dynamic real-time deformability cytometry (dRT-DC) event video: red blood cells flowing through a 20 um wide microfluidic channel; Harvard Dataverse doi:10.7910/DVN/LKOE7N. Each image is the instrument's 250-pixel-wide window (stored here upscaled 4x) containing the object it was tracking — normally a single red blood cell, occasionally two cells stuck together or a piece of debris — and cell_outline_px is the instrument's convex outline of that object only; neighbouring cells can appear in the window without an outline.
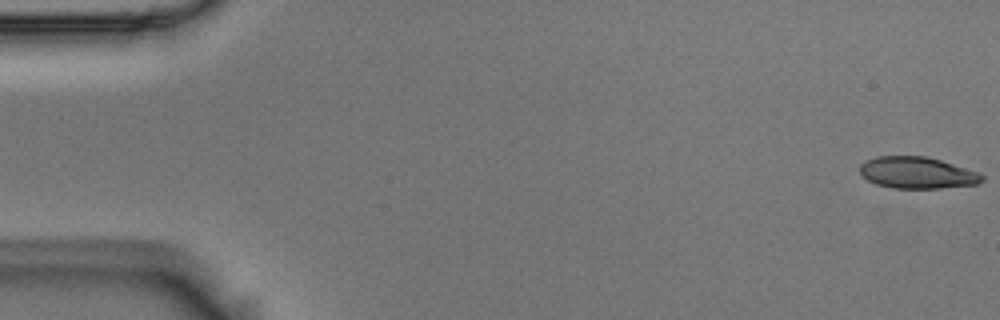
{"species": "Egyptian fruit bat (a non-hibernating species)", "species_latin": "Rousettus aegyptiacus", "temperature_condition": "room temperature", "stored_images_in_passage": 55, "camera_frame_rate_fps": 3000, "um_per_image_px": 0.085, "animal": {"sex": "male"}, "frame": {"image": 1, "passage_image": 1, "time_ms": 0.0, "image_size_px": [1000, 320], "cell_outline_px": [[984, 180], [976, 184], [940, 188], [892, 188], [876, 184], [868, 180], [860, 172], [860, 164], [876, 156], [924, 156], [940, 160], [976, 172], [984, 176]], "centroid_in_image_um": [77.93, 14.69], "position_along_channel_um": 7.1, "area_um2": 22.2}}
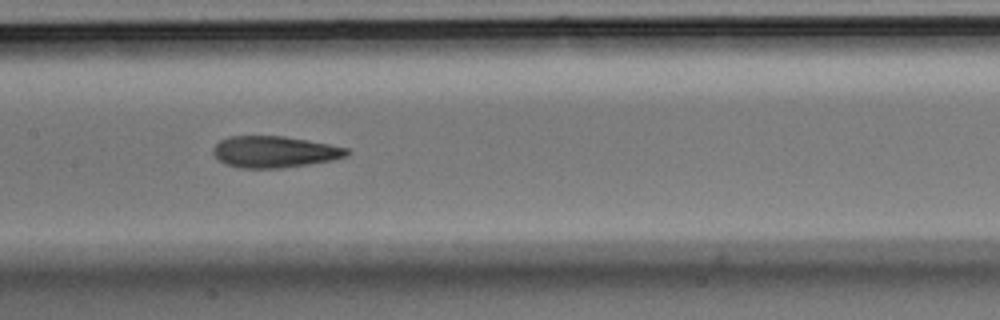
{"frame": {"image": 2, "passage_image": 27, "time_ms": 8.667, "image_size_px": [1000, 320], "cell_outline_px": [[348, 152], [344, 156], [332, 160], [308, 164], [280, 168], [240, 168], [224, 164], [212, 152], [212, 148], [220, 140], [228, 136], [284, 136], [328, 144], [348, 148]], "centroid_in_image_um": [23.27, 12.9], "position_along_channel_um": 184.1, "area_um2": 24.33}}
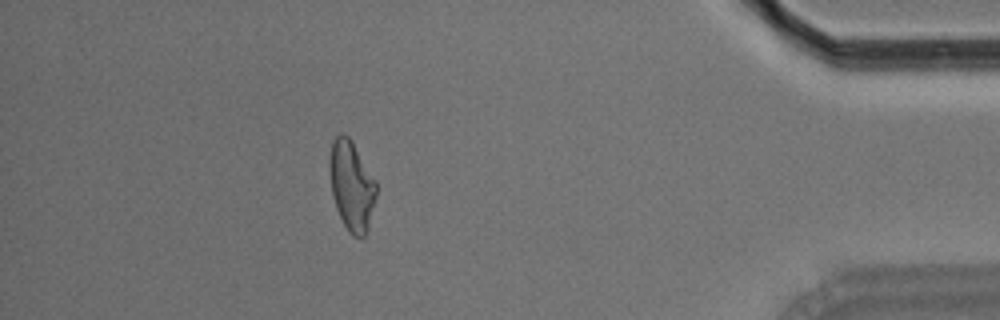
{"frame": {"image": 3, "passage_image": 49, "time_ms": 16.0, "image_size_px": [1000, 320], "cell_outline_px": [[376, 196], [368, 228], [364, 236], [360, 240], [352, 236], [348, 232], [336, 208], [332, 196], [328, 168], [328, 156], [332, 140], [340, 132], [344, 132], [352, 140], [376, 180]], "centroid_in_image_um": [29.86, 15.75], "position_along_channel_um": 405.3, "area_um2": 24.97}, "authors_computed_cell_mechanics": {"area_um2": 24.276, "velocity_mm_per_s": 3.6621, "shape_relaxation_time_tau1_ms": 5.5518, "shape_relaxation_time_tau2_ms": 2.9357, "deformation_change_tau1": 0.1692, "deformation_change_tau2": 0.1154}}